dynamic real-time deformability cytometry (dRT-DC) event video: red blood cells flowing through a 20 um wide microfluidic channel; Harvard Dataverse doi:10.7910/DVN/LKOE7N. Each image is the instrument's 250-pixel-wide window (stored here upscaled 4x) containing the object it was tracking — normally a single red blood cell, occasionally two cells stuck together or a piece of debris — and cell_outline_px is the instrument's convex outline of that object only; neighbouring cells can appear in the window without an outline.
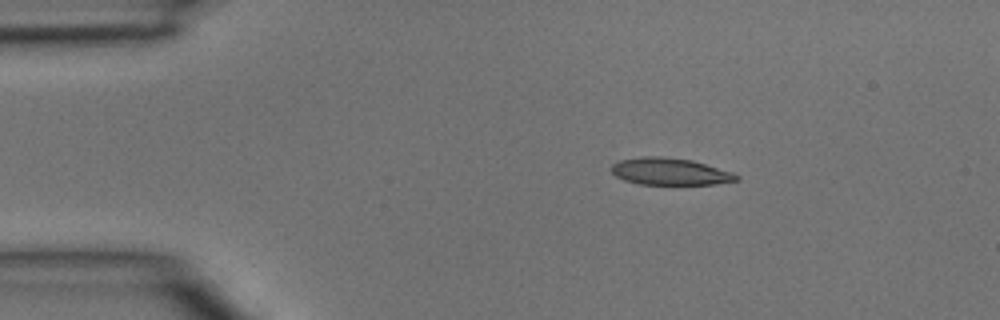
{"species": "common noctule bat (a hibernating species)", "species_latin": "Nyctalus noctula", "temperature_condition": "room temperature", "stored_images_in_passage": 3, "camera_frame_rate_fps": 3000, "um_per_image_px": 0.085, "animal": {"sex": "male", "body_mass_g": 15.6}, "frame": {"image": 1, "passage_image": 3, "time_ms": 0.667, "image_size_px": [1000, 320], "cell_outline_px": [[740, 180], [716, 184], [640, 184], [624, 180], [616, 176], [612, 172], [612, 164], [620, 160], [644, 156], [660, 156], [692, 160], [732, 172], [740, 176]], "centroid_in_image_um": [56.96, 14.58], "position_along_channel_um": 28.0, "area_um2": 19.59}}